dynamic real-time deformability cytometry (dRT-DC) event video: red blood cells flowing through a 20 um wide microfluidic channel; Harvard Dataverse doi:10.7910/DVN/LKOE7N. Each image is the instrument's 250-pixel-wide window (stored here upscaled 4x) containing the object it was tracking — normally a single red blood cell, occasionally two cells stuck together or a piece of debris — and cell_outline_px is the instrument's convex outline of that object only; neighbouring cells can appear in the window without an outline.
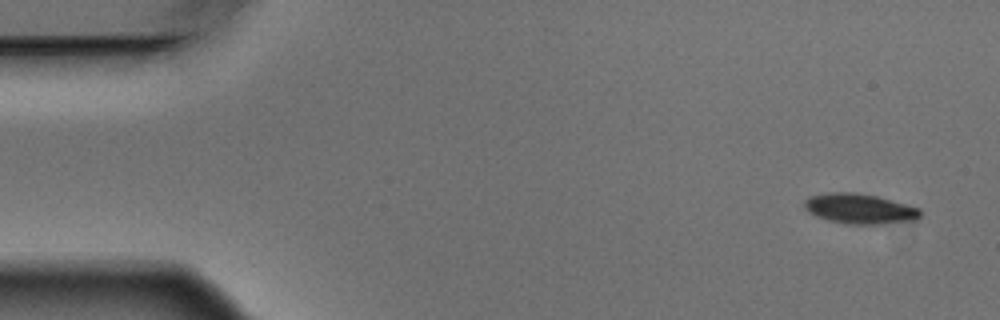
{"species": "Egyptian fruit bat (a non-hibernating species)", "species_latin": "Rousettus aegyptiacus", "temperature_condition": "warm", "stored_images_in_passage": 7, "camera_frame_rate_fps": 3000, "um_per_image_px": 0.085, "animal": {"sex": "male"}, "frame": {"image": 1, "passage_image": 1, "time_ms": 0.0, "image_size_px": [1000, 320], "cell_outline_px": [[920, 216], [916, 220], [880, 224], [844, 224], [828, 220], [816, 216], [808, 212], [804, 208], [804, 200], [808, 196], [828, 192], [852, 192], [876, 196], [920, 208]], "centroid_in_image_um": [73.02, 17.74], "position_along_channel_um": 12.0, "area_um2": 20.4}}
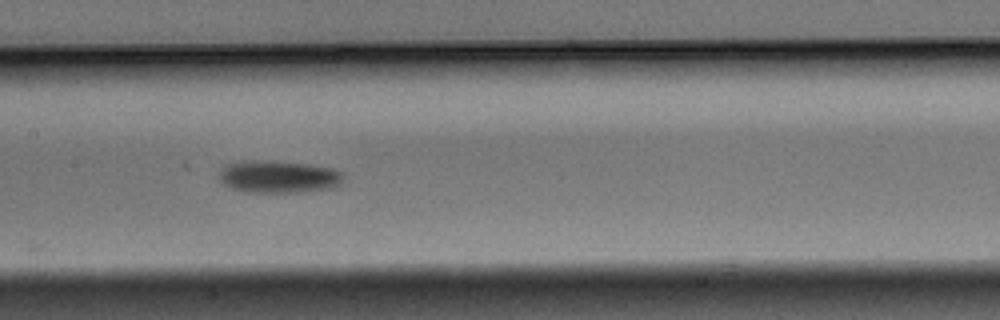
{"frame": {"image": 2, "passage_image": 7, "time_ms": 2.0, "image_size_px": [1000, 320], "cell_outline_px": [[344, 184], [332, 188], [296, 192], [248, 192], [228, 188], [220, 184], [220, 172], [224, 164], [252, 160], [264, 160], [312, 164], [332, 168], [344, 172]], "centroid_in_image_um": [23.7, 15.02], "position_along_channel_um": 183.7, "area_um2": 23.93}}